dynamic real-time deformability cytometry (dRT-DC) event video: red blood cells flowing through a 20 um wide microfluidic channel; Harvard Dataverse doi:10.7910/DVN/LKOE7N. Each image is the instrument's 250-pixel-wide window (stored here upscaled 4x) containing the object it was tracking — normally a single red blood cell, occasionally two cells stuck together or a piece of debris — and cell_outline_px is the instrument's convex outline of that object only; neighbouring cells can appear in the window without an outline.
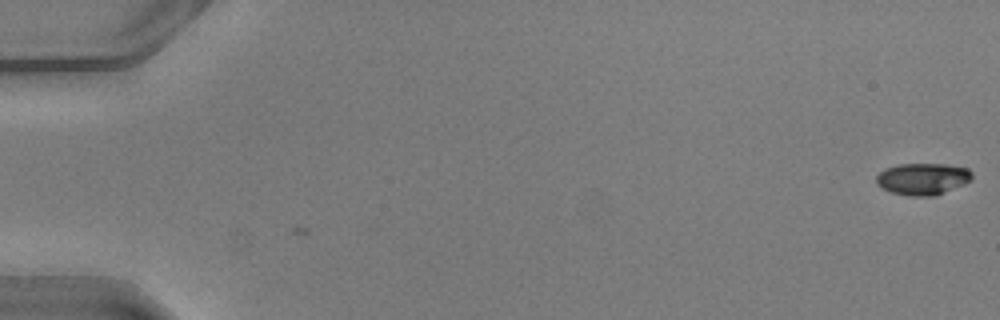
{"species": "common noctule bat (a hibernating species)", "species_latin": "Nyctalus noctula", "temperature_condition": "warm", "stored_images_in_passage": 2, "camera_frame_rate_fps": 3000, "um_per_image_px": 0.085, "animal": {"sex": "male", "body_mass_g": 20.5, "forearm_length_mm": 52.5}, "frame": {"image": 1, "passage_image": 1, "time_ms": 0.0, "image_size_px": [1000, 320], "cell_outline_px": [[972, 180], [964, 184], [936, 196], [908, 196], [892, 192], [876, 184], [876, 176], [884, 168], [900, 164], [948, 164], [968, 168], [972, 172]], "centroid_in_image_um": [78.45, 15.2], "position_along_channel_um": 6.5, "area_um2": 17.86}}